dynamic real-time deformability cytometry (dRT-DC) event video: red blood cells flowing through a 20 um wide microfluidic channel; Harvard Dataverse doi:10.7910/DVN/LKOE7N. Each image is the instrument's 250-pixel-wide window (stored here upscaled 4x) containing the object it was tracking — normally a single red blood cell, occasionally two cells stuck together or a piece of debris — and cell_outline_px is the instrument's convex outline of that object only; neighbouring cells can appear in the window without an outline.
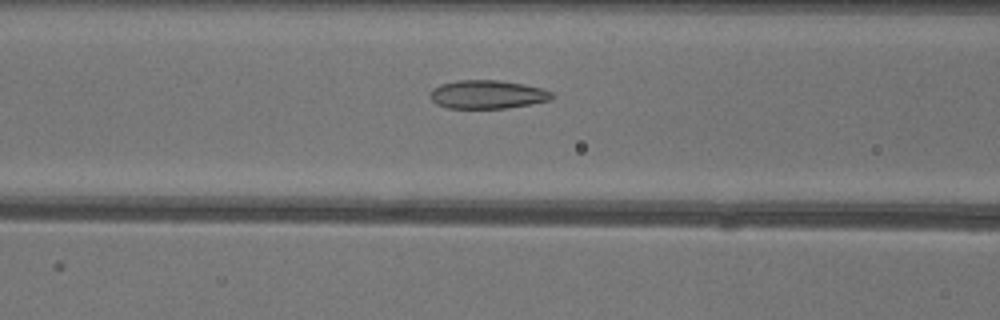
{"species": "common noctule bat (a hibernating species)", "species_latin": "Nyctalus noctula", "temperature_condition": "warm", "stored_images_in_passage": 32, "camera_frame_rate_fps": 3000, "um_per_image_px": 0.085, "animal": {"sex": "female"}, "frame": {"image": 1, "passage_image": 7, "time_ms": 2.0, "image_size_px": [1000, 320], "cell_outline_px": [[556, 96], [552, 100], [504, 108], [448, 108], [436, 104], [428, 96], [432, 88], [440, 84], [456, 80], [500, 80], [524, 84], [544, 88], [552, 92]], "centroid_in_image_um": [41.43, 8.02], "position_along_channel_um": 125.2, "area_um2": 20.46}}
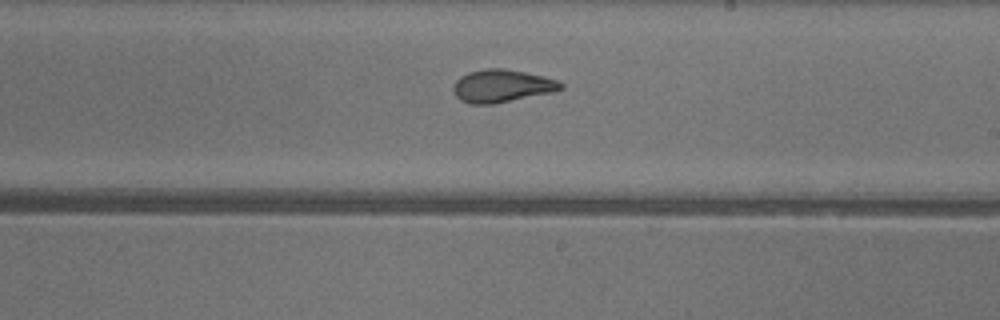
{"frame": {"image": 2, "passage_image": 16, "time_ms": 5.0, "image_size_px": [1000, 320], "cell_outline_px": [[564, 88], [556, 92], [492, 104], [472, 104], [460, 100], [456, 96], [452, 88], [456, 80], [460, 76], [468, 72], [488, 68], [504, 68], [544, 76], [556, 80], [564, 84]], "centroid_in_image_um": [42.68, 7.31], "position_along_channel_um": 246.3, "area_um2": 20.63}}
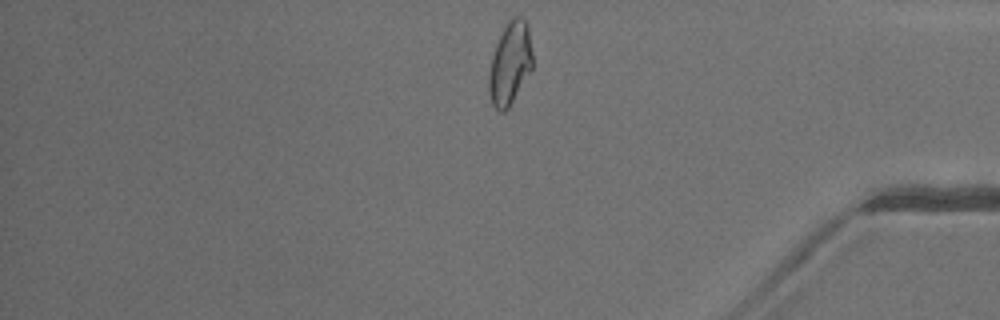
{"frame": {"image": 3, "passage_image": 29, "time_ms": 9.333, "image_size_px": [1000, 320], "cell_outline_px": [[532, 68], [508, 108], [504, 112], [500, 112], [492, 104], [488, 92], [488, 76], [492, 56], [496, 44], [508, 20], [512, 16], [524, 16], [528, 24], [532, 52]], "centroid_in_image_um": [43.35, 5.36], "position_along_channel_um": 391.9, "area_um2": 21.04}, "authors_computed_cell_mechanics": {"area_um2": 20.3745, "velocity_mm_per_s": 4.0402, "shape_relaxation_time_tau1_ms": null, "shape_relaxation_time_tau2_ms": 1.3744, "deformation_change_tau1": null, "deformation_change_tau2": 0.0848}}